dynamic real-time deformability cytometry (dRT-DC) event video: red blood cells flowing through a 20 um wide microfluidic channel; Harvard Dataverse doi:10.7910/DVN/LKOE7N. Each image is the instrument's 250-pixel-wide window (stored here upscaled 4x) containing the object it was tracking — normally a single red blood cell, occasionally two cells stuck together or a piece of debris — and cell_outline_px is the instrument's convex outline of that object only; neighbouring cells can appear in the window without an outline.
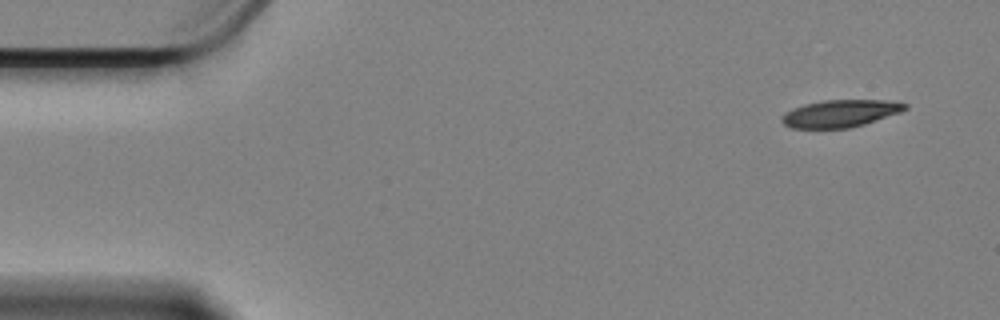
{"species": "Egyptian fruit bat (a non-hibernating species)", "species_latin": "Rousettus aegyptiacus", "temperature_condition": "cold", "stored_images_in_passage": 56, "camera_frame_rate_fps": 3000, "um_per_image_px": 0.085, "animal": {"sex": "female"}, "frame": {"image": 1, "passage_image": 1, "time_ms": 0.0, "image_size_px": [1000, 320], "cell_outline_px": [[908, 108], [900, 112], [864, 124], [848, 128], [792, 128], [784, 124], [780, 120], [780, 116], [784, 112], [792, 108], [804, 104], [824, 100], [884, 100], [908, 104]], "centroid_in_image_um": [71.37, 9.64], "position_along_channel_um": 13.6, "area_um2": 19.59}}
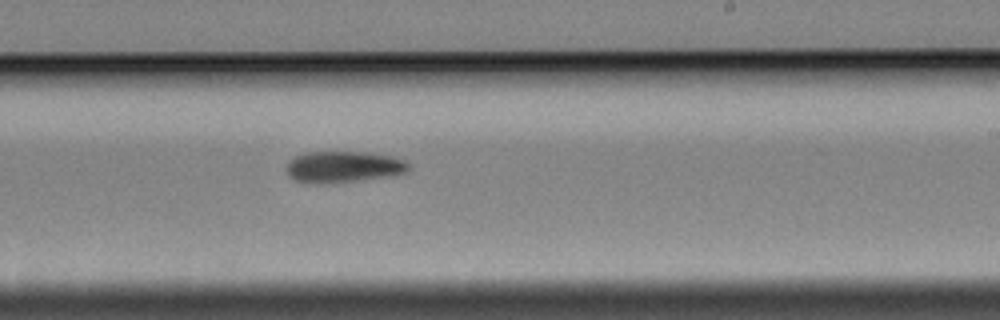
{"frame": {"image": 2, "passage_image": 32, "time_ms": 10.333, "image_size_px": [1000, 320], "cell_outline_px": [[408, 168], [404, 172], [384, 176], [360, 180], [324, 184], [308, 184], [296, 180], [288, 176], [288, 164], [296, 156], [304, 152], [368, 152], [392, 156], [404, 160], [408, 164]], "centroid_in_image_um": [29.14, 14.18], "position_along_channel_um": 259.9, "area_um2": 22.08}}
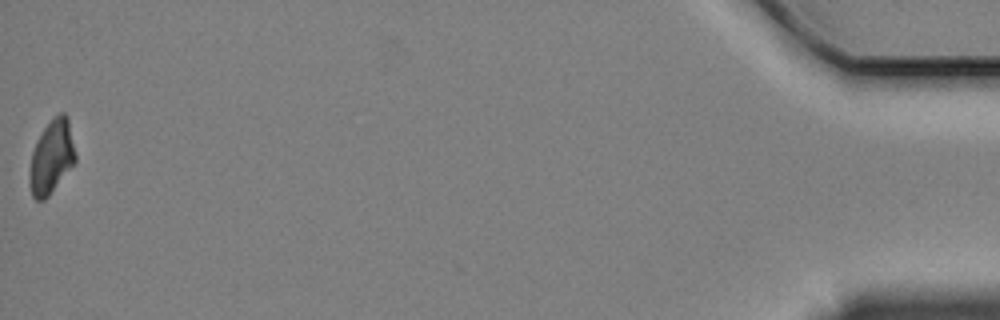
{"frame": {"image": 3, "passage_image": 56, "time_ms": 18.333, "image_size_px": [1000, 320], "cell_outline_px": [[76, 160], [48, 196], [44, 200], [36, 200], [32, 196], [32, 152], [36, 140], [44, 128], [60, 112], [64, 112], [68, 116], [76, 156]], "centroid_in_image_um": [4.43, 13.29], "position_along_channel_um": 430.8, "area_um2": 18.79}, "authors_computed_cell_mechanics": {"area_um2": 21.5016, "velocity_mm_per_s": 3.3521, "shape_relaxation_time_tau1_ms": 4.5545, "shape_relaxation_time_tau2_ms": null, "deformation_change_tau1": 0.1226, "deformation_change_tau2": null}}